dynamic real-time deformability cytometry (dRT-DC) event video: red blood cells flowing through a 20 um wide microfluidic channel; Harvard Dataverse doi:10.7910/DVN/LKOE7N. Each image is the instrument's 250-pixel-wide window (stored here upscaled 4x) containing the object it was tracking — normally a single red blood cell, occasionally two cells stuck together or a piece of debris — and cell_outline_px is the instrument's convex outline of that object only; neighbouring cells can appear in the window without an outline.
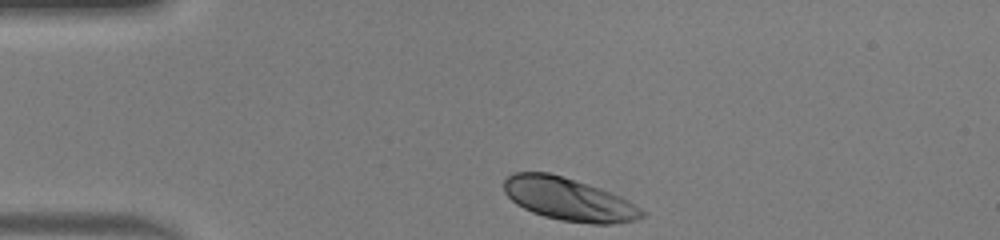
{"species": "human", "species_latin": "Homo sapiens", "temperature_condition": "warm", "stored_images_in_passage": 31, "camera_frame_rate_fps": 3000, "um_per_image_px": 0.085, "donor": {"sex": "male"}, "frame": {"image": 1, "passage_image": 1, "time_ms": 0.0, "image_size_px": [1000, 240], "cell_outline_px": [[648, 212], [644, 216], [636, 220], [608, 224], [592, 224], [560, 220], [544, 216], [532, 212], [516, 204], [504, 192], [504, 180], [512, 172], [548, 172], [600, 188], [620, 196], [628, 200]], "centroid_in_image_um": [48.35, 16.94], "position_along_channel_um": 36.7, "area_um2": 34.39}}
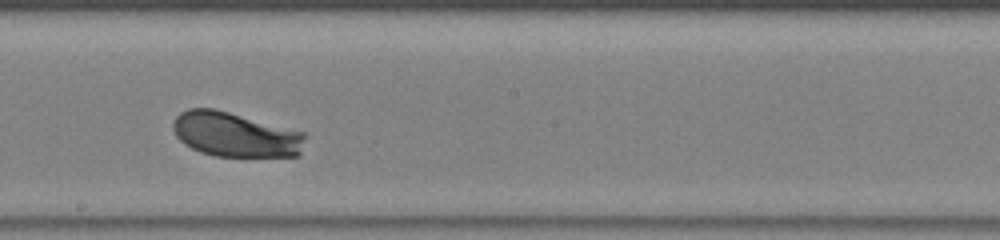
{"frame": {"image": 2, "passage_image": 18, "time_ms": 5.667, "image_size_px": [1000, 240], "cell_outline_px": [[308, 136], [300, 156], [212, 156], [200, 152], [184, 144], [176, 136], [172, 128], [172, 124], [176, 116], [180, 112], [188, 108], [216, 108], [304, 132]], "centroid_in_image_um": [20.01, 11.43], "position_along_channel_um": 228.2, "area_um2": 34.85}}
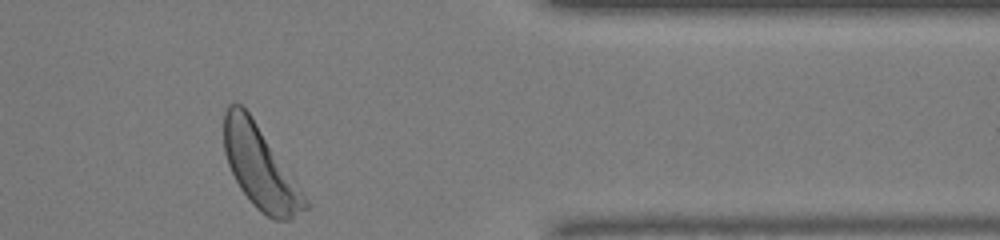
{"frame": {"image": 3, "passage_image": 31, "time_ms": 10.0, "image_size_px": [1000, 240], "cell_outline_px": [[308, 208], [292, 220], [272, 220], [260, 212], [252, 204], [240, 188], [228, 164], [224, 152], [224, 112], [228, 104], [240, 104], [248, 112], [308, 200]], "centroid_in_image_um": [22.1, 14.28], "position_along_channel_um": 389.3, "area_um2": 38.09}, "authors_computed_cell_mechanics": {"area_um2": 34.7956, "velocity_mm_per_s": 4.1443, "shape_relaxation_time_tau1_ms": 1.5863, "shape_relaxation_time_tau2_ms": null, "deformation_change_tau1": 0.1464, "deformation_change_tau2": null}}